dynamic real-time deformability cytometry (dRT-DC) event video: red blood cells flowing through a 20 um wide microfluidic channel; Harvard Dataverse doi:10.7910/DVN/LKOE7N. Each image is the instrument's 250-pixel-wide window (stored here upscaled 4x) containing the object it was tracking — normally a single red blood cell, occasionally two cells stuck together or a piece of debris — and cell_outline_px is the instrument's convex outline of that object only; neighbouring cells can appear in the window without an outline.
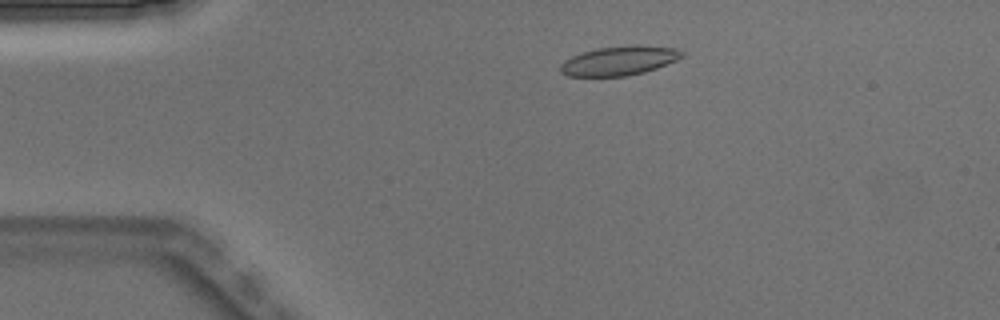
{"species": "Egyptian fruit bat (a non-hibernating species)", "species_latin": "Rousettus aegyptiacus", "temperature_condition": "warm", "stored_images_in_passage": 3, "camera_frame_rate_fps": 3000, "um_per_image_px": 0.085, "animal": {"sex": "male"}, "frame": {"image": 1, "passage_image": 2, "time_ms": 0.333, "image_size_px": [1000, 320], "cell_outline_px": [[684, 56], [676, 60], [656, 68], [644, 72], [628, 76], [568, 76], [560, 72], [560, 64], [564, 60], [572, 56], [596, 48], [636, 44], [680, 48], [684, 52]], "centroid_in_image_um": [52.66, 5.15], "position_along_channel_um": 32.3, "area_um2": 20.92}}